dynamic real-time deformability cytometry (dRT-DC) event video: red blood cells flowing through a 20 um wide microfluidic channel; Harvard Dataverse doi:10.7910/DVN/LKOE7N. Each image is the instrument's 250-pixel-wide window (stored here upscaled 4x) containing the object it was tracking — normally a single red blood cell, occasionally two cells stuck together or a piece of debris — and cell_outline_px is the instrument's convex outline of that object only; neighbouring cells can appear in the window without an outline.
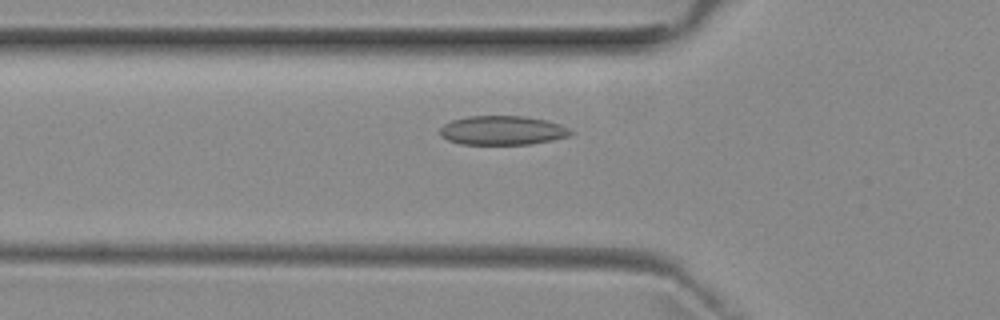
{"species": "common noctule bat (a hibernating species)", "species_latin": "Nyctalus noctula", "temperature_condition": "room temperature", "stored_images_in_passage": 50, "camera_frame_rate_fps": 3000, "um_per_image_px": 0.085, "animal": {"sex": "female", "body_mass_g": 29.2, "forearm_length_mm": 56.3}, "frame": {"image": 1, "passage_image": 16, "time_ms": 5.0, "image_size_px": [1000, 320], "cell_outline_px": [[572, 132], [568, 136], [552, 140], [528, 144], [460, 144], [448, 140], [440, 136], [440, 128], [444, 124], [452, 120], [468, 116], [524, 116], [544, 120], [560, 124], [568, 128]], "centroid_in_image_um": [42.66, 11.08], "position_along_channel_um": 83.1, "area_um2": 22.02}}
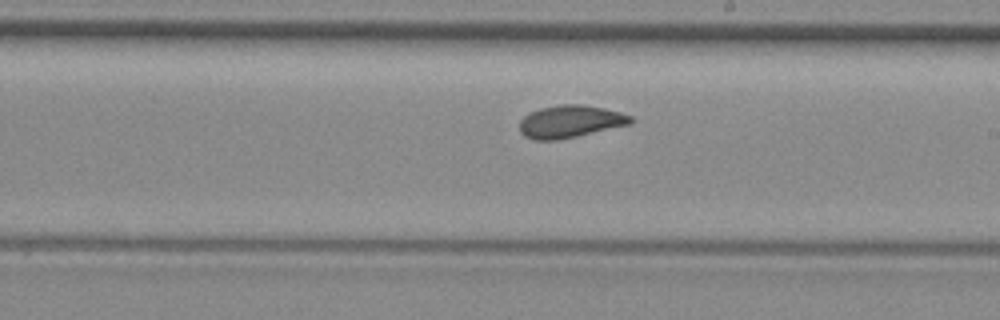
{"frame": {"image": 2, "passage_image": 28, "time_ms": 9.0, "image_size_px": [1000, 320], "cell_outline_px": [[636, 120], [632, 124], [576, 136], [556, 140], [532, 140], [524, 136], [520, 132], [520, 120], [524, 116], [540, 108], [560, 104], [580, 104], [604, 108], [620, 112], [632, 116]], "centroid_in_image_um": [48.49, 10.33], "position_along_channel_um": 240.5, "area_um2": 21.1}}
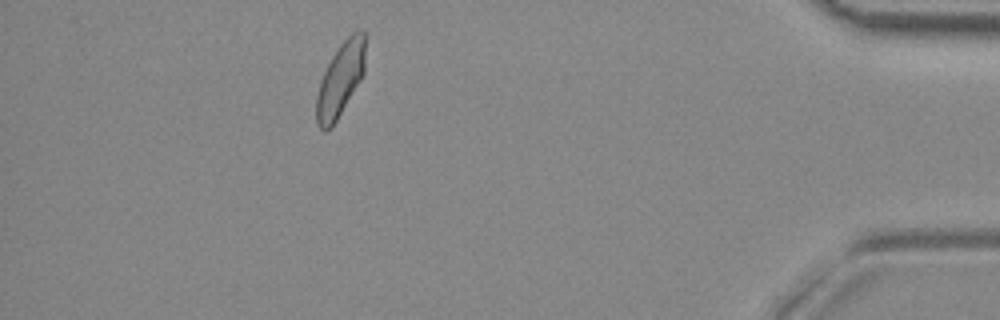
{"frame": {"image": 3, "passage_image": 45, "time_ms": 14.667, "image_size_px": [1000, 320], "cell_outline_px": [[364, 72], [360, 80], [332, 128], [324, 132], [316, 124], [316, 96], [320, 80], [332, 56], [340, 44], [352, 32], [360, 28], [364, 32]], "centroid_in_image_um": [28.9, 6.78], "position_along_channel_um": 406.3, "area_um2": 20.92}, "authors_computed_cell_mechanics": {"area_um2": 21.1259, "velocity_mm_per_s": 3.9302, "shape_relaxation_time_tau1_ms": 5.484, "shape_relaxation_time_tau2_ms": 2.2154, "deformation_change_tau1": 0.121, "deformation_change_tau2": 0.0832}}